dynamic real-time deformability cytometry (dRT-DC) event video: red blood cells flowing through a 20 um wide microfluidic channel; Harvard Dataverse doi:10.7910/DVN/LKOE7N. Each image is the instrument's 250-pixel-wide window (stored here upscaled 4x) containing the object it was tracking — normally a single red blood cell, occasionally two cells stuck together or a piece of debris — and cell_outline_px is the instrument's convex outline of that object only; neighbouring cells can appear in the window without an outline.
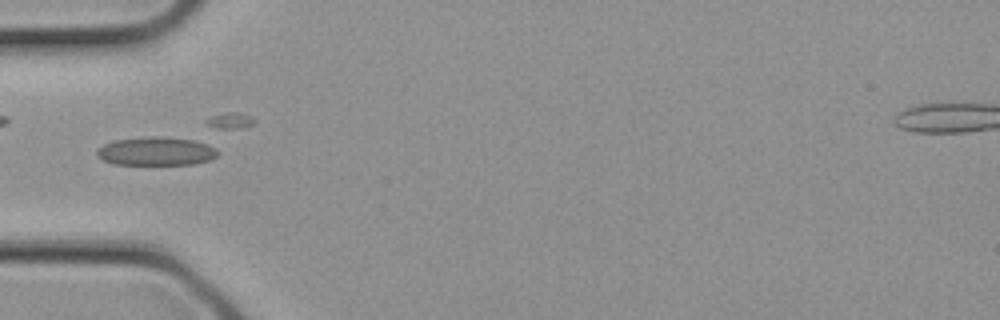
{"species": "common noctule bat (a hibernating species)", "species_latin": "Nyctalus noctula", "temperature_condition": "cold", "stored_images_in_passage": 27, "camera_frame_rate_fps": 3000, "um_per_image_px": 0.085, "animal": {"sex": "female", "body_mass_g": 21.9}, "frame": {"image": 1, "passage_image": 8, "time_ms": 2.333, "image_size_px": [1000, 320], "cell_outline_px": [[220, 152], [216, 156], [208, 160], [192, 164], [112, 164], [96, 156], [96, 148], [112, 140], [148, 136], [156, 136], [192, 140], [208, 144], [216, 148]], "centroid_in_image_um": [13.23, 12.85], "position_along_channel_um": 71.8, "area_um2": 20.11}}
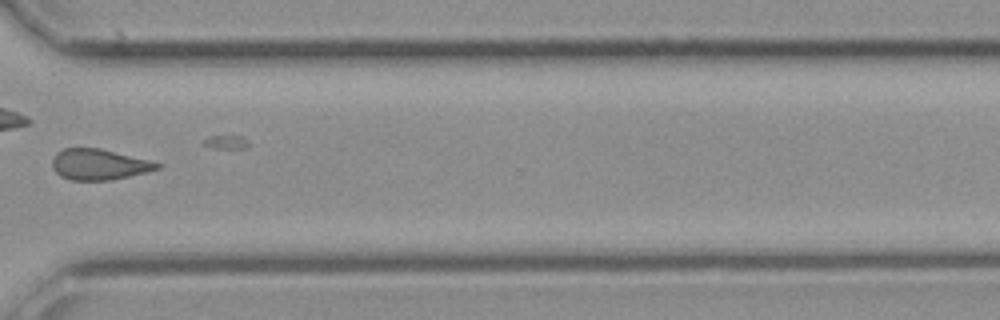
{"frame": {"image": 2, "passage_image": 20, "time_ms": 6.333, "image_size_px": [1000, 320], "cell_outline_px": [[160, 168], [148, 172], [112, 180], [68, 180], [60, 176], [52, 168], [52, 160], [56, 152], [64, 148], [100, 148], [148, 160], [160, 164]], "centroid_in_image_um": [8.38, 13.98], "position_along_channel_um": 362.2, "area_um2": 18.84}}